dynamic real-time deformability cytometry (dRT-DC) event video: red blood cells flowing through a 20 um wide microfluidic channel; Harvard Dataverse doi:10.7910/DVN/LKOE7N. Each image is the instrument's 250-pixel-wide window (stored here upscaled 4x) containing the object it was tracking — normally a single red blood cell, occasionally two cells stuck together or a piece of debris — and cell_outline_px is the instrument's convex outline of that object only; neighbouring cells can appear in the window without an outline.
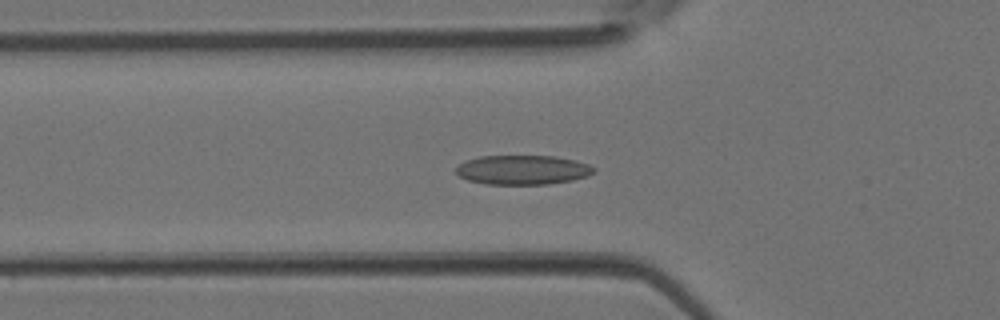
{"species": "Egyptian fruit bat (a non-hibernating species)", "species_latin": "Rousettus aegyptiacus", "temperature_condition": "room temperature", "stored_images_in_passage": 44, "camera_frame_rate_fps": 3000, "um_per_image_px": 0.085, "animal": {"sex": "female"}, "frame": {"image": 1, "passage_image": 15, "time_ms": 4.667, "image_size_px": [1000, 320], "cell_outline_px": [[596, 172], [588, 176], [572, 180], [548, 184], [488, 184], [468, 180], [460, 176], [456, 172], [456, 168], [464, 160], [480, 156], [552, 156], [572, 160], [588, 164], [596, 168]], "centroid_in_image_um": [44.43, 14.44], "position_along_channel_um": 81.4, "area_um2": 23.52}}
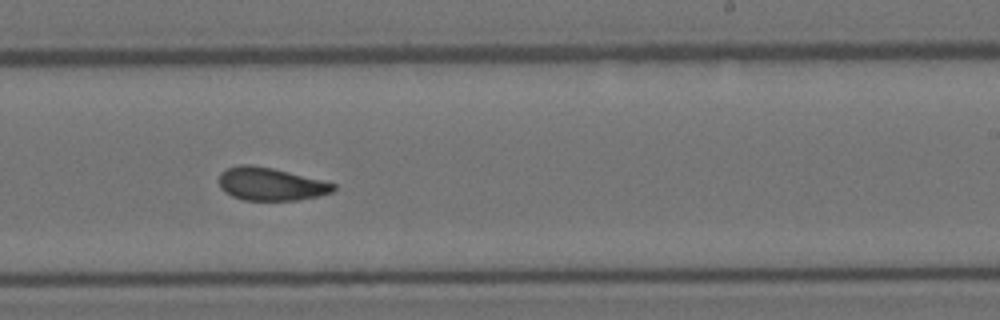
{"frame": {"image": 2, "passage_image": 27, "time_ms": 8.667, "image_size_px": [1000, 320], "cell_outline_px": [[336, 188], [332, 192], [320, 196], [296, 200], [244, 200], [232, 196], [224, 192], [220, 188], [220, 172], [228, 168], [240, 164], [252, 164], [272, 168], [336, 184]], "centroid_in_image_um": [22.99, 15.65], "position_along_channel_um": 266.0, "area_um2": 21.85}}
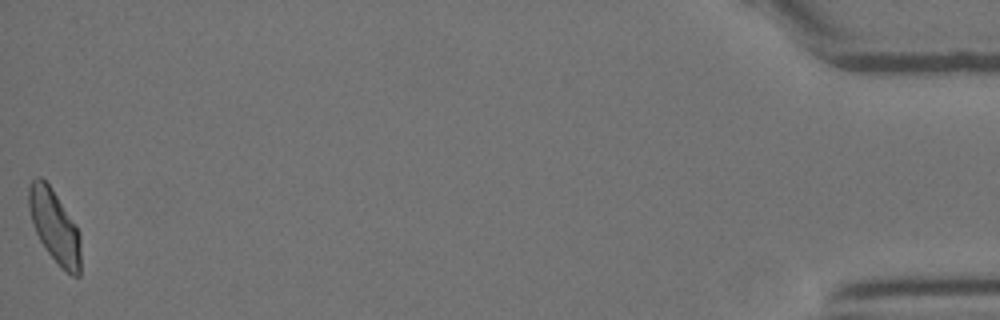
{"frame": {"image": 3, "passage_image": 44, "time_ms": 14.333, "image_size_px": [1000, 320], "cell_outline_px": [[80, 276], [72, 276], [48, 252], [40, 240], [36, 232], [28, 208], [28, 188], [32, 180], [36, 176], [40, 176], [52, 188], [76, 224], [80, 232]], "centroid_in_image_um": [4.64, 19.19], "position_along_channel_um": 430.6, "area_um2": 21.85}}